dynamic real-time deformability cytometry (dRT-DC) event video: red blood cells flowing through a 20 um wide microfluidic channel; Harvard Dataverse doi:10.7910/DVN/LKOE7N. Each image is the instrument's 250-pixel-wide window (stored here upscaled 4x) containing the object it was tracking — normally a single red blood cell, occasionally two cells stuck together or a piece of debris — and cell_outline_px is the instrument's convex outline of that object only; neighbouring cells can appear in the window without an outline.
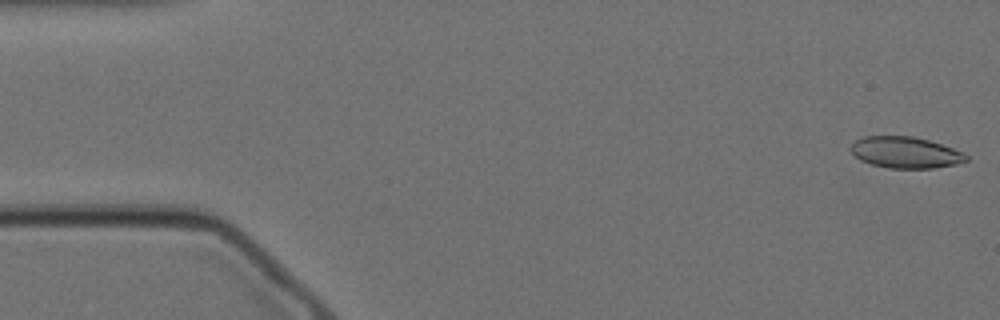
{"species": "Egyptian fruit bat (a non-hibernating species)", "species_latin": "Rousettus aegyptiacus", "temperature_condition": "cold", "stored_images_in_passage": 55, "camera_frame_rate_fps": 3000, "um_per_image_px": 0.085, "animal": {"sex": "female"}, "frame": {"image": 1, "passage_image": 1, "time_ms": 0.0, "image_size_px": [1000, 320], "cell_outline_px": [[968, 160], [956, 164], [932, 168], [888, 168], [872, 164], [860, 160], [848, 148], [856, 140], [864, 136], [912, 136], [928, 140], [964, 152], [968, 156]], "centroid_in_image_um": [76.95, 12.96], "position_along_channel_um": 8.0, "area_um2": 20.98}}
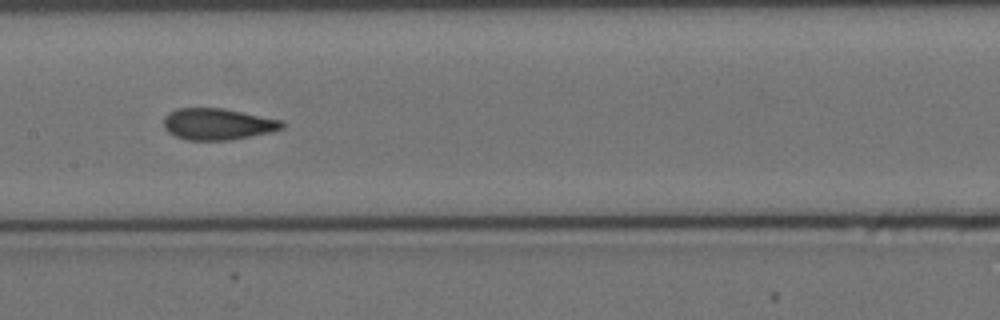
{"frame": {"image": 2, "passage_image": 27, "time_ms": 8.667, "image_size_px": [1000, 320], "cell_outline_px": [[284, 128], [272, 132], [228, 140], [188, 140], [176, 136], [168, 132], [164, 128], [164, 116], [168, 112], [176, 108], [224, 108], [284, 120]], "centroid_in_image_um": [18.52, 10.53], "position_along_channel_um": 188.9, "area_um2": 21.91}}
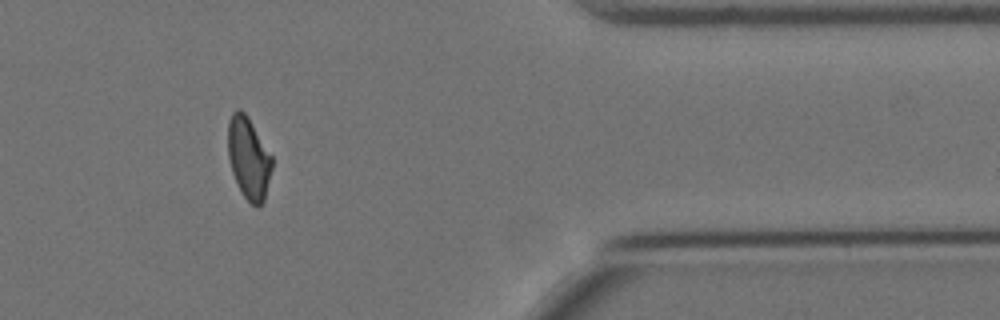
{"frame": {"image": 3, "passage_image": 47, "time_ms": 15.333, "image_size_px": [1000, 320], "cell_outline_px": [[272, 168], [264, 200], [256, 208], [244, 196], [232, 172], [228, 156], [228, 120], [232, 112], [236, 108], [240, 108], [248, 116], [272, 156]], "centroid_in_image_um": [21.12, 13.39], "position_along_channel_um": 390.3, "area_um2": 20.92}, "authors_computed_cell_mechanics": {"area_um2": 21.8484, "velocity_mm_per_s": 3.4451, "shape_relaxation_time_tau1_ms": null, "shape_relaxation_time_tau2_ms": 1.4343, "deformation_change_tau1": null, "deformation_change_tau2": 0.0721}}